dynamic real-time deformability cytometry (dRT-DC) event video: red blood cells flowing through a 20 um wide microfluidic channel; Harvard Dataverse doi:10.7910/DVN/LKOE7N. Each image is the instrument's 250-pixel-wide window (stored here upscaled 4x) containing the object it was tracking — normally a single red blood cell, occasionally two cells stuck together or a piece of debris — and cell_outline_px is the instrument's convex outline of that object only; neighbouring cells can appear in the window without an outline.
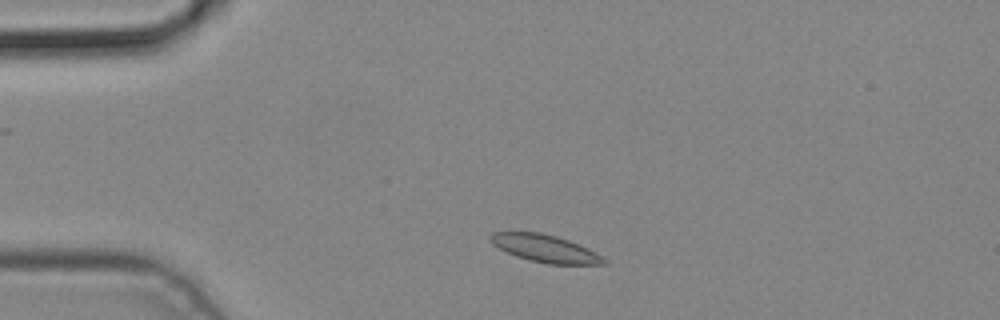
{"species": "common noctule bat (a hibernating species)", "species_latin": "Nyctalus noctula", "temperature_condition": "cold", "stored_images_in_passage": 2, "camera_frame_rate_fps": 3000, "um_per_image_px": 0.085, "animal": {"sex": "male", "body_mass_g": 19.2, "forearm_length_mm": 51.8}, "frame": {"image": 1, "passage_image": 2, "time_ms": 0.333, "image_size_px": [1000, 320], "cell_outline_px": [[608, 264], [548, 264], [528, 260], [516, 256], [492, 244], [488, 240], [488, 236], [492, 232], [540, 232], [556, 236], [568, 240], [588, 248], [608, 260]], "centroid_in_image_um": [46.32, 21.12], "position_along_channel_um": 38.7, "area_um2": 18.15}}